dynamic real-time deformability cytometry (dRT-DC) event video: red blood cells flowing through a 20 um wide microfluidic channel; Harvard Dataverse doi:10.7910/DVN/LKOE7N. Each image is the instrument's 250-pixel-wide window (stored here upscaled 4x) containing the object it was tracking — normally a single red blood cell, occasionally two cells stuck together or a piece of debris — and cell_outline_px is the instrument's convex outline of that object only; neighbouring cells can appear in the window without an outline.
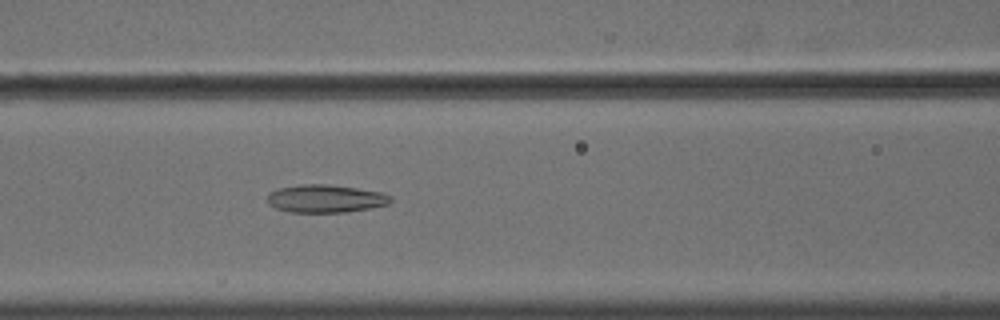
{"species": "common noctule bat (a hibernating species)", "species_latin": "Nyctalus noctula", "temperature_condition": "cold", "stored_images_in_passage": 57, "camera_frame_rate_fps": 3000, "um_per_image_px": 0.085, "animal": {"sex": "male", "body_mass_g": 18.8}, "frame": {"image": 1, "passage_image": 26, "time_ms": 8.333, "image_size_px": [1000, 320], "cell_outline_px": [[392, 200], [388, 204], [372, 208], [344, 212], [288, 212], [276, 208], [268, 204], [268, 192], [280, 188], [304, 184], [324, 184], [356, 188], [380, 192], [392, 196]], "centroid_in_image_um": [27.67, 16.89], "position_along_channel_um": 138.9, "area_um2": 19.94}}
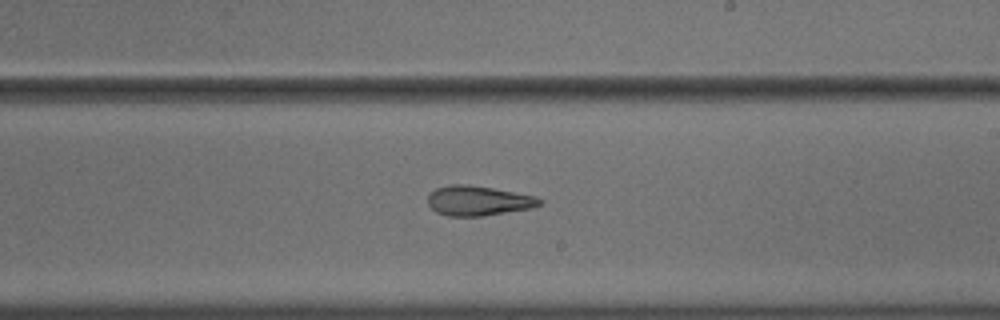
{"frame": {"image": 2, "passage_image": 35, "time_ms": 11.333, "image_size_px": [1000, 320], "cell_outline_px": [[544, 200], [536, 208], [484, 216], [448, 216], [436, 212], [428, 204], [428, 196], [436, 188], [448, 184], [464, 184], [492, 188], [536, 196]], "centroid_in_image_um": [40.69, 17.07], "position_along_channel_um": 248.3, "area_um2": 19.59}}
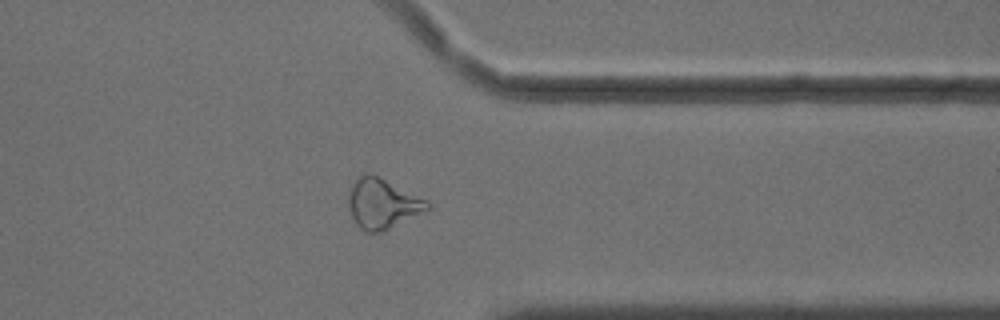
{"frame": {"image": 3, "passage_image": 46, "time_ms": 15.0, "image_size_px": [1000, 320], "cell_outline_px": [[432, 208], [380, 232], [368, 232], [360, 228], [356, 224], [348, 208], [348, 192], [352, 184], [364, 172], [368, 172], [428, 200], [432, 204]], "centroid_in_image_um": [32.5, 17.3], "position_along_channel_um": 378.9, "area_um2": 22.77}, "authors_computed_cell_mechanics": {"area_um2": 22.6576, "velocity_mm_per_s": 3.6472, "shape_relaxation_time_tau1_ms": null, "shape_relaxation_time_tau2_ms": 3.6089, "deformation_change_tau1": null, "deformation_change_tau2": 0.1272}}